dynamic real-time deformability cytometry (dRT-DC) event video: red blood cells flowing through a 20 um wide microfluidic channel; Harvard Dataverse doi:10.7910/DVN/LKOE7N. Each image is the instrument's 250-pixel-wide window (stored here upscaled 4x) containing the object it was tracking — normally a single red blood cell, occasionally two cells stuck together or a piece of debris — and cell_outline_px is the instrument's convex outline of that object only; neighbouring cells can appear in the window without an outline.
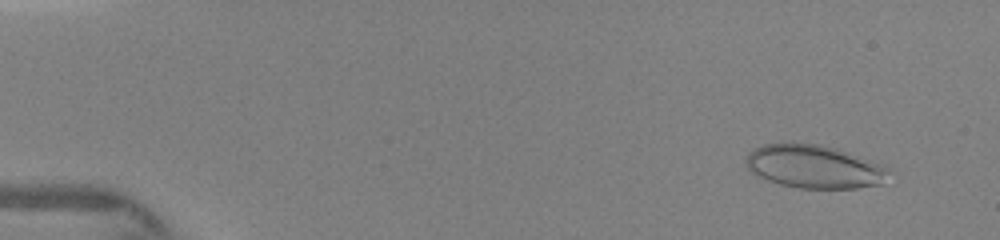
{"species": "human", "species_latin": "Homo sapiens", "temperature_condition": "warm", "stored_images_in_passage": 89, "camera_frame_rate_fps": 3000, "um_per_image_px": 0.085, "donor": {"sex": "female"}, "frame": {"image": 1, "passage_image": 7, "time_ms": 1.0, "image_size_px": [1000, 240], "cell_outline_px": [[892, 168], [884, 184], [856, 188], [800, 188], [780, 184], [756, 176], [744, 164], [744, 160], [748, 152], [752, 148], [764, 144], [820, 144], [836, 148], [884, 164]], "centroid_in_image_um": [69.24, 14.17], "position_along_channel_um": 15.8, "area_um2": 36.36}}
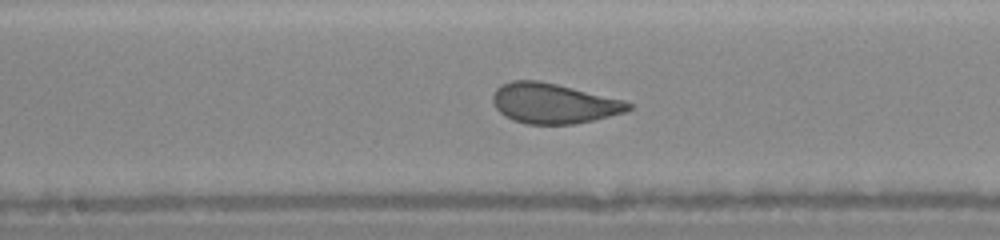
{"frame": {"image": 2, "passage_image": 49, "time_ms": 8.0, "image_size_px": [1000, 240], "cell_outline_px": [[632, 108], [624, 112], [576, 124], [528, 124], [504, 116], [496, 108], [492, 100], [492, 96], [496, 88], [500, 84], [512, 80], [540, 80], [628, 100], [632, 104]], "centroid_in_image_um": [47.07, 8.77], "position_along_channel_um": 201.1, "area_um2": 31.96}}
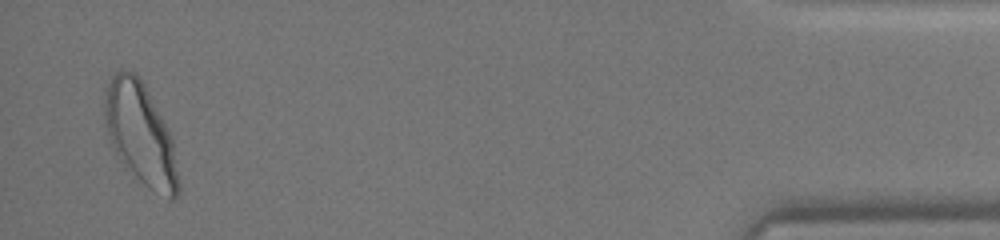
{"frame": {"image": 3, "passage_image": 86, "time_ms": 14.667, "image_size_px": [1000, 240], "cell_outline_px": [[180, 192], [172, 200], [168, 200], [148, 188], [120, 160], [112, 144], [104, 124], [104, 104], [108, 84], [112, 76], [116, 72], [132, 72], [144, 84], [168, 128], [172, 136], [180, 184]], "centroid_in_image_um": [11.97, 11.45], "position_along_channel_um": 423.2, "area_um2": 43.18}}